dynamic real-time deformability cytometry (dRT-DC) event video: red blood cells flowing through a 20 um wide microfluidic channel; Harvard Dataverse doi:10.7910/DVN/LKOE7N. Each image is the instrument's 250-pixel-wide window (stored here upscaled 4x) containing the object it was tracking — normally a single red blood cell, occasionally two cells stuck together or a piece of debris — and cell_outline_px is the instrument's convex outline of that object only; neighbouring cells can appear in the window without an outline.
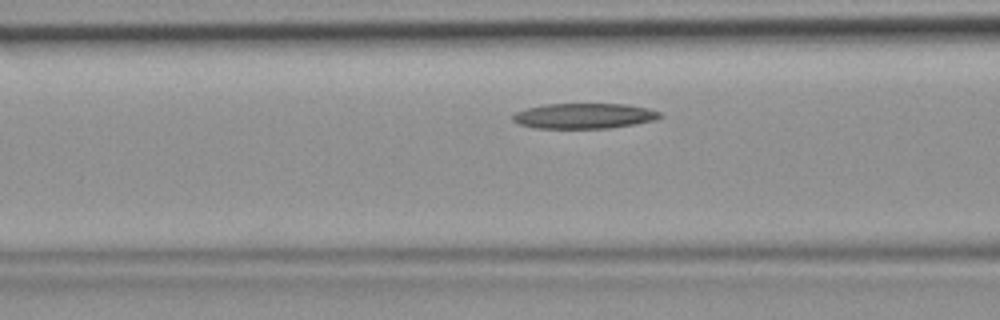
{"species": "common noctule bat (a hibernating species)", "species_latin": "Nyctalus noctula", "temperature_condition": "room temperature", "stored_images_in_passage": 29, "camera_frame_rate_fps": 3000, "um_per_image_px": 0.085, "animal": {"sex": "female", "body_mass_g": 19.9}, "frame": {"image": 1, "passage_image": 5, "time_ms": 1.333, "image_size_px": [1000, 320], "cell_outline_px": [[664, 116], [656, 120], [608, 128], [536, 128], [520, 124], [512, 120], [512, 112], [544, 104], [624, 104], [648, 108], [660, 112]], "centroid_in_image_um": [49.64, 9.85], "position_along_channel_um": 117.0, "area_um2": 21.73}}
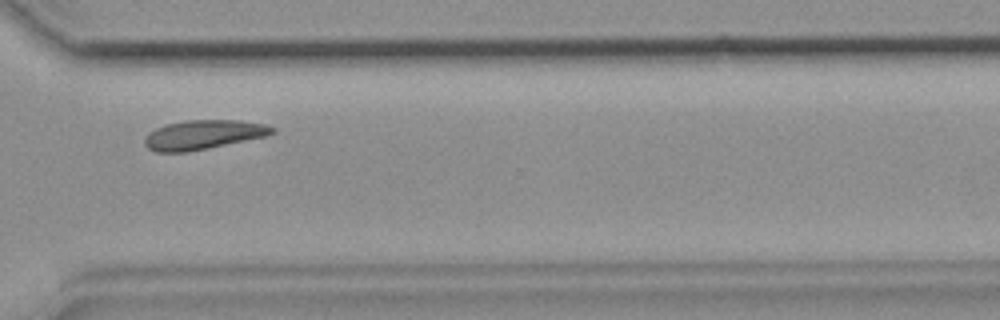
{"frame": {"image": 2, "passage_image": 21, "time_ms": 6.667, "image_size_px": [1000, 320], "cell_outline_px": [[276, 132], [268, 136], [188, 152], [156, 152], [148, 148], [144, 144], [144, 140], [156, 128], [168, 124], [184, 120], [240, 120], [264, 124], [276, 128]], "centroid_in_image_um": [17.34, 11.45], "position_along_channel_um": 353.3, "area_um2": 21.73}}
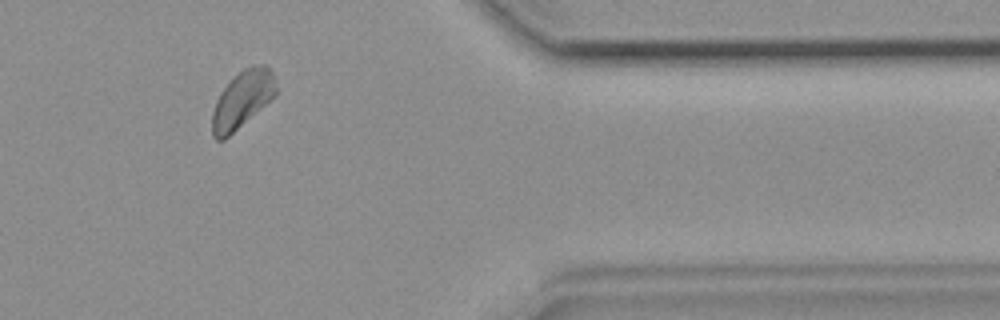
{"frame": {"image": 3, "passage_image": 25, "time_ms": 8.0, "image_size_px": [1000, 320], "cell_outline_px": [[276, 96], [224, 140], [216, 140], [212, 136], [212, 112], [216, 100], [220, 92], [244, 68], [252, 64], [264, 64], [276, 76]], "centroid_in_image_um": [20.61, 8.46], "position_along_channel_um": 390.8, "area_um2": 21.27}}